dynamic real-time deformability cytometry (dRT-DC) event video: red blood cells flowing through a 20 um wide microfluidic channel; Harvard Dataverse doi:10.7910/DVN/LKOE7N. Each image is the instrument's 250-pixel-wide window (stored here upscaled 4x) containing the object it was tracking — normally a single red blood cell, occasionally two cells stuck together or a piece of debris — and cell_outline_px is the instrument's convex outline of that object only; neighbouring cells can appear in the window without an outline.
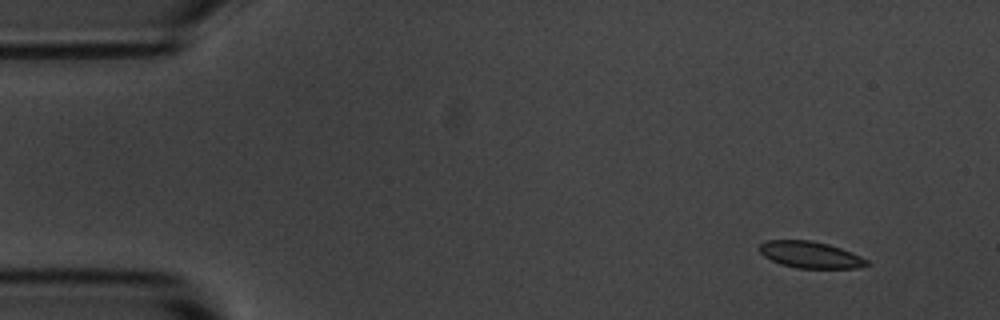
{"species": "common noctule bat (a hibernating species)", "species_latin": "Nyctalus noctula", "temperature_condition": "room temperature", "stored_images_in_passage": 4, "camera_frame_rate_fps": 3000, "um_per_image_px": 0.085, "animal": {"sex": "male", "body_mass_g": 20.1, "forearm_length_mm": 53.5}, "frame": {"image": 1, "passage_image": 1, "time_ms": 0.0, "image_size_px": [1000, 320], "cell_outline_px": [[872, 264], [856, 268], [796, 268], [780, 264], [764, 256], [756, 248], [760, 244], [768, 240], [812, 240], [828, 244], [840, 248], [860, 256], [868, 260]], "centroid_in_image_um": [68.86, 21.65], "position_along_channel_um": 16.1, "area_um2": 16.7}}
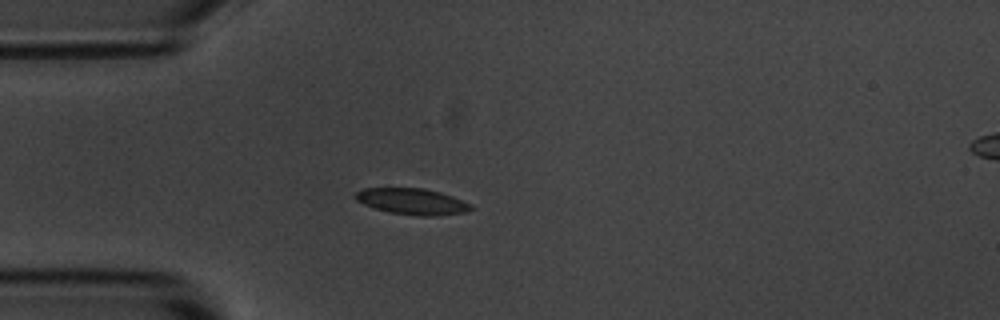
{"frame": {"image": 2, "passage_image": 4, "time_ms": 3.333, "image_size_px": [1000, 320], "cell_outline_px": [[472, 208], [468, 212], [436, 216], [420, 216], [388, 212], [372, 208], [356, 200], [352, 196], [356, 192], [364, 188], [424, 188], [440, 192], [452, 196], [472, 204]], "centroid_in_image_um": [35.02, 17.13], "position_along_channel_um": 50.0, "area_um2": 17.8}}